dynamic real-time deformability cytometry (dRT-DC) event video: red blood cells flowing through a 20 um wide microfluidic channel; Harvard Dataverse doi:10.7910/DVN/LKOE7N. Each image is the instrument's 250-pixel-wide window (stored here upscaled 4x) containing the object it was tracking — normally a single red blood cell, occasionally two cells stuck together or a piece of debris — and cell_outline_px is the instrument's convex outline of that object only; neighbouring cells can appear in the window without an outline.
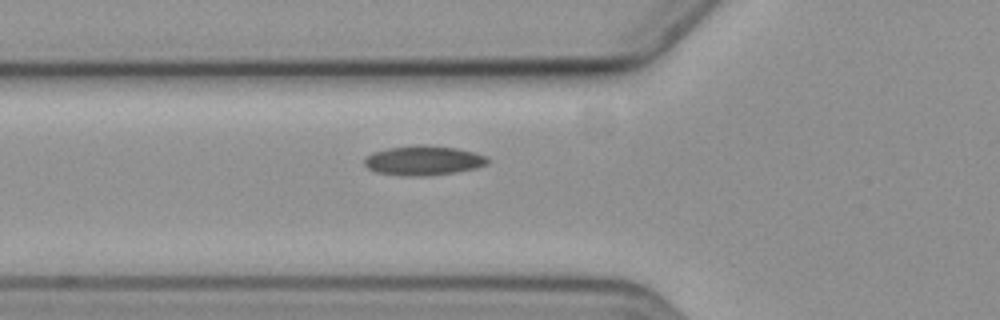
{"species": "common noctule bat (a hibernating species)", "species_latin": "Nyctalus noctula", "temperature_condition": "cold", "stored_images_in_passage": 6, "camera_frame_rate_fps": 3000, "um_per_image_px": 0.085, "animal": {"sex": "female", "body_mass_g": 19.3, "forearm_length_mm": 54.1}, "frame": {"image": 1, "passage_image": 6, "time_ms": 7.667, "image_size_px": [1000, 320], "cell_outline_px": [[488, 164], [476, 168], [456, 172], [428, 176], [400, 176], [376, 172], [368, 168], [364, 164], [364, 156], [372, 152], [388, 148], [416, 144], [424, 144], [456, 148], [488, 156]], "centroid_in_image_um": [35.96, 13.64], "position_along_channel_um": 89.8, "area_um2": 21.56}}